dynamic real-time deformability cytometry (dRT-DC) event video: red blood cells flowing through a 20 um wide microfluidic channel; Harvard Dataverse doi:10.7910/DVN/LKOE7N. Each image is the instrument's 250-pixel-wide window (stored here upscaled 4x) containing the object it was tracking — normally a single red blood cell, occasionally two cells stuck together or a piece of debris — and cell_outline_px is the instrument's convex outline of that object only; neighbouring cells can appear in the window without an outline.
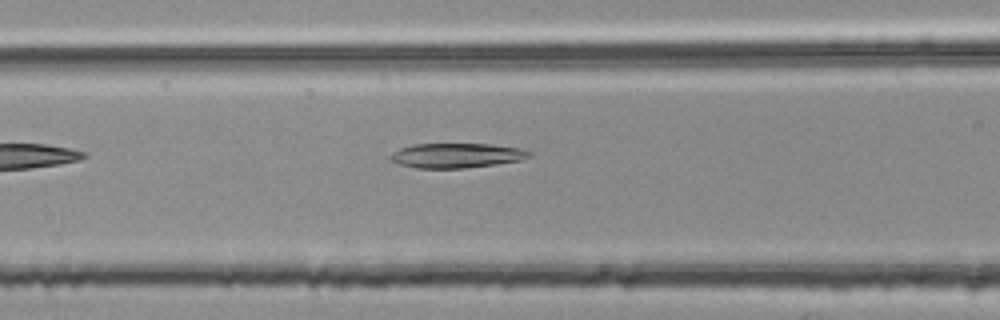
{"species": "common noctule bat (a hibernating species)", "species_latin": "Nyctalus noctula", "temperature_condition": "room temperature", "stored_images_in_passage": 19, "camera_frame_rate_fps": 3000, "um_per_image_px": 0.085, "animal": {"sex": "female", "body_mass_g": 25.1}, "frame": {"image": 1, "passage_image": 5, "time_ms": 1.333, "image_size_px": [1000, 320], "cell_outline_px": [[532, 156], [520, 160], [496, 164], [464, 168], [416, 168], [400, 164], [392, 160], [388, 156], [392, 152], [400, 148], [412, 144], [492, 144], [520, 148], [532, 152]], "centroid_in_image_um": [38.81, 13.21], "position_along_channel_um": 127.8, "area_um2": 20.0}}
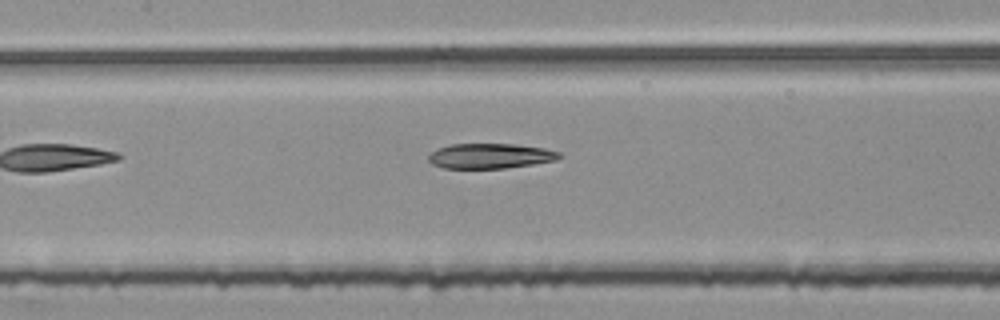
{"frame": {"image": 2, "passage_image": 8, "time_ms": 2.333, "image_size_px": [1000, 320], "cell_outline_px": [[564, 156], [556, 160], [532, 164], [504, 168], [444, 168], [432, 164], [428, 160], [428, 156], [436, 148], [448, 144], [516, 144], [544, 148], [560, 152]], "centroid_in_image_um": [41.66, 13.25], "position_along_channel_um": 165.7, "area_um2": 19.19}}
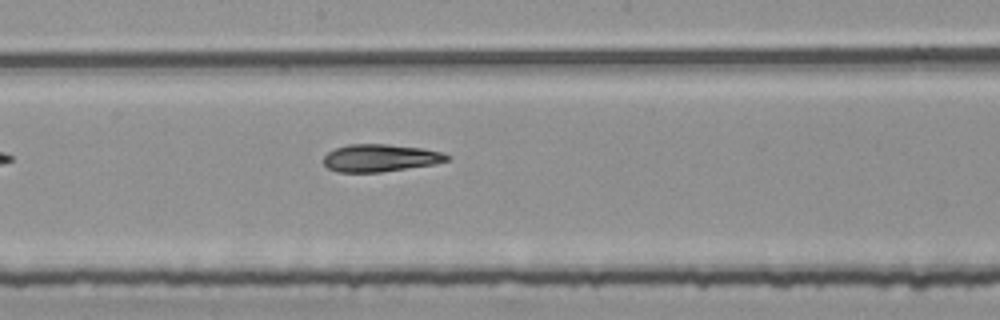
{"frame": {"image": 3, "passage_image": 12, "time_ms": 3.667, "image_size_px": [1000, 320], "cell_outline_px": [[448, 160], [436, 164], [380, 172], [336, 172], [328, 168], [324, 164], [324, 156], [328, 152], [336, 148], [348, 144], [388, 144], [424, 148], [444, 152], [448, 156]], "centroid_in_image_um": [32.33, 13.42], "position_along_channel_um": 215.9, "area_um2": 19.83}}